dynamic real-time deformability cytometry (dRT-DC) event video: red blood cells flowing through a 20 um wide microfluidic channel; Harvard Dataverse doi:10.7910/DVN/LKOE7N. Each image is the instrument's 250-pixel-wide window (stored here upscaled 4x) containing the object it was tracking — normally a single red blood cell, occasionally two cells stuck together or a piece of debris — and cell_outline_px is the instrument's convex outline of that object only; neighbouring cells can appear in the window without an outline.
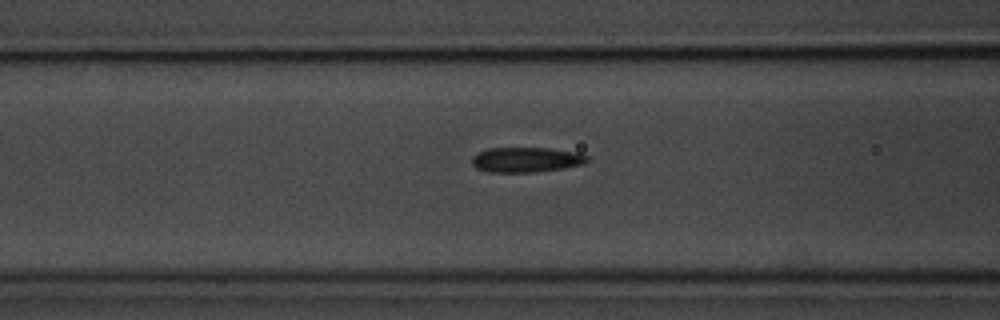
{"species": "common noctule bat (a hibernating species)", "species_latin": "Nyctalus noctula", "temperature_condition": "room temperature", "stored_images_in_passage": 33, "camera_frame_rate_fps": 3000, "um_per_image_px": 0.085, "animal": {"sex": "male", "body_mass_g": 20.1, "forearm_length_mm": 53.5}, "frame": {"image": 1, "passage_image": 6, "time_ms": 1.667, "image_size_px": [1000, 320], "cell_outline_px": [[588, 160], [584, 164], [564, 168], [536, 172], [488, 172], [476, 168], [472, 164], [472, 156], [488, 148], [548, 148], [580, 152], [588, 156]], "centroid_in_image_um": [44.75, 13.57], "position_along_channel_um": 121.8, "area_um2": 16.94}}
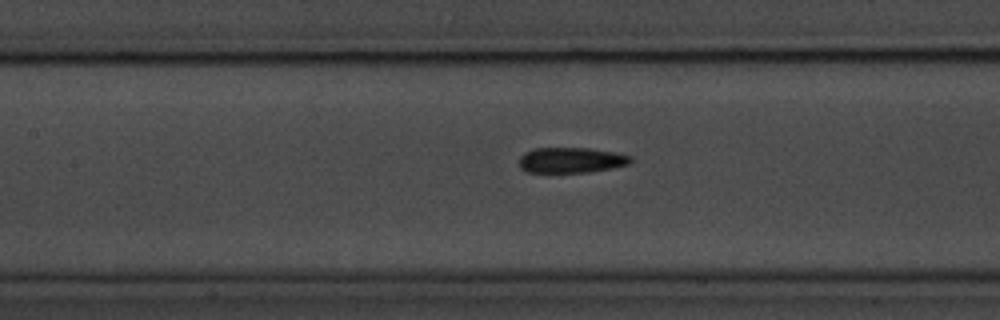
{"frame": {"image": 2, "passage_image": 9, "time_ms": 2.667, "image_size_px": [1000, 320], "cell_outline_px": [[632, 160], [628, 164], [612, 168], [588, 172], [528, 172], [520, 168], [520, 156], [524, 152], [536, 148], [588, 148], [612, 152], [632, 156]], "centroid_in_image_um": [48.53, 13.61], "position_along_channel_um": 158.9, "area_um2": 16.42}}
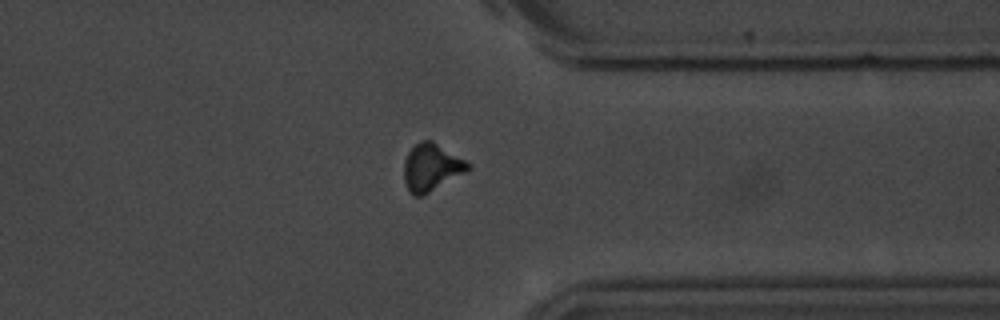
{"frame": {"image": 3, "passage_image": 27, "time_ms": 8.667, "image_size_px": [1000, 320], "cell_outline_px": [[472, 168], [424, 196], [412, 196], [408, 192], [404, 180], [404, 160], [408, 152], [420, 140], [432, 140], [472, 164]], "centroid_in_image_um": [36.66, 14.24], "position_along_channel_um": 374.7, "area_um2": 17.86}}